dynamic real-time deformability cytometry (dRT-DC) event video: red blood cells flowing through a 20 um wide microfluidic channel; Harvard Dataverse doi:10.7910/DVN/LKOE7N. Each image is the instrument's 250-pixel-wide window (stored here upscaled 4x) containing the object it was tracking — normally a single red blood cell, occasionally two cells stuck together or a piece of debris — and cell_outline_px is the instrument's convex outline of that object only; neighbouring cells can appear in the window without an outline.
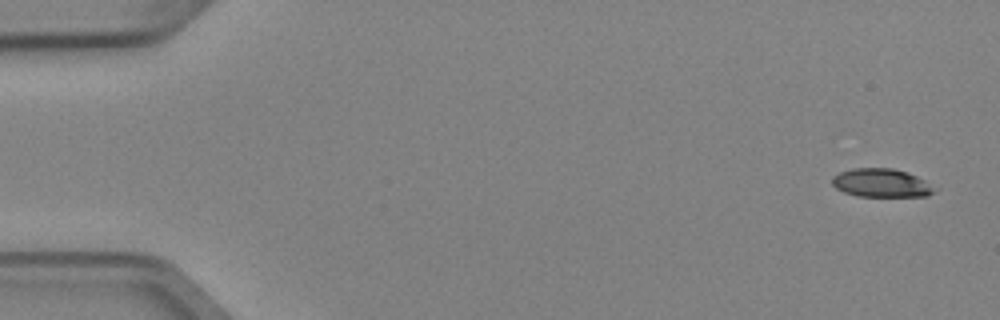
{"species": "Egyptian fruit bat (a non-hibernating species)", "species_latin": "Rousettus aegyptiacus", "temperature_condition": "cold", "stored_images_in_passage": 4, "camera_frame_rate_fps": 3000, "um_per_image_px": 0.085, "animal": {"sex": "female"}, "frame": {"image": 1, "passage_image": 1, "time_ms": 0.0, "image_size_px": [1000, 320], "cell_outline_px": [[940, 188], [936, 192], [928, 196], [856, 196], [844, 192], [836, 188], [832, 184], [832, 176], [840, 172], [852, 168], [892, 168], [908, 172]], "centroid_in_image_um": [74.96, 15.55], "position_along_channel_um": 10.0, "area_um2": 17.22}}